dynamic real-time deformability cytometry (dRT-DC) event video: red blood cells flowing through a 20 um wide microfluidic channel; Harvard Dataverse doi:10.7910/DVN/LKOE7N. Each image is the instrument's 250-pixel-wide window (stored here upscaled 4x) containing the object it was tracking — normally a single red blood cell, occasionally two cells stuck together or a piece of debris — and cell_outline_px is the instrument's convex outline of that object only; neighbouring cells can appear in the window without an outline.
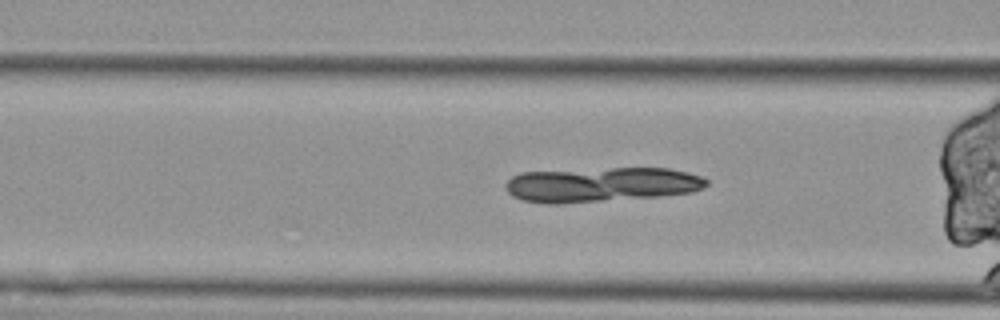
{"species": "Egyptian fruit bat (a non-hibernating species)", "species_latin": "Rousettus aegyptiacus", "temperature_condition": "cold", "stored_images_in_passage": 56, "camera_frame_rate_fps": 3000, "um_per_image_px": 0.085, "animal": {"sex": "female"}, "frame": {"image": 1, "passage_image": 21, "time_ms": 6.667, "image_size_px": [1000, 320], "cell_outline_px": [[708, 184], [704, 188], [692, 192], [660, 196], [560, 204], [548, 204], [524, 200], [512, 196], [508, 192], [504, 184], [512, 176], [520, 172], [612, 168], [668, 168], [688, 172], [700, 176], [708, 180]], "centroid_in_image_um": [51.11, 15.69], "position_along_channel_um": 115.5, "area_um2": 40.75}}
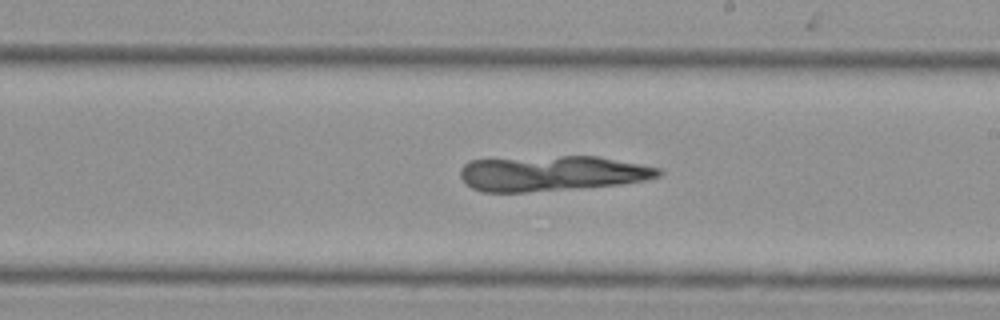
{"frame": {"image": 2, "passage_image": 32, "time_ms": 10.333, "image_size_px": [1000, 320], "cell_outline_px": [[664, 172], [660, 176], [644, 180], [620, 184], [524, 192], [484, 192], [472, 188], [464, 184], [460, 176], [460, 168], [468, 160], [560, 156], [600, 156], [660, 168]], "centroid_in_image_um": [46.88, 14.73], "position_along_channel_um": 242.1, "area_um2": 40.75}}
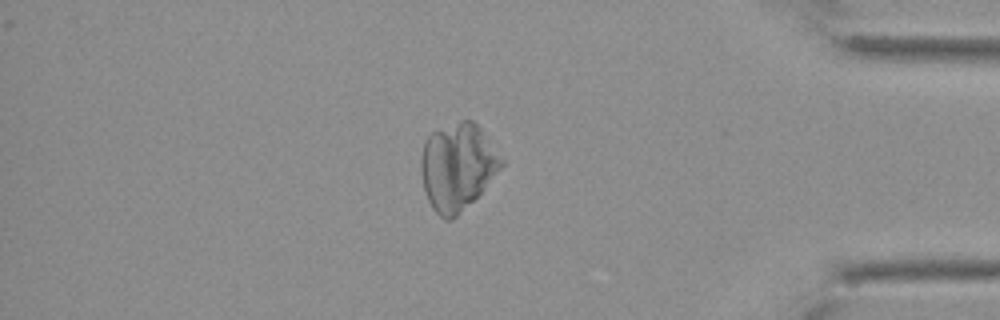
{"frame": {"image": 3, "passage_image": 48, "time_ms": 15.667, "image_size_px": [1000, 320], "cell_outline_px": [[504, 164], [484, 188], [452, 220], [444, 220], [432, 208], [428, 200], [424, 188], [420, 168], [420, 160], [424, 144], [428, 136], [432, 132], [460, 120], [472, 120], [480, 128], [504, 160]], "centroid_in_image_um": [38.87, 14.16], "position_along_channel_um": 396.3, "area_um2": 40.17}}